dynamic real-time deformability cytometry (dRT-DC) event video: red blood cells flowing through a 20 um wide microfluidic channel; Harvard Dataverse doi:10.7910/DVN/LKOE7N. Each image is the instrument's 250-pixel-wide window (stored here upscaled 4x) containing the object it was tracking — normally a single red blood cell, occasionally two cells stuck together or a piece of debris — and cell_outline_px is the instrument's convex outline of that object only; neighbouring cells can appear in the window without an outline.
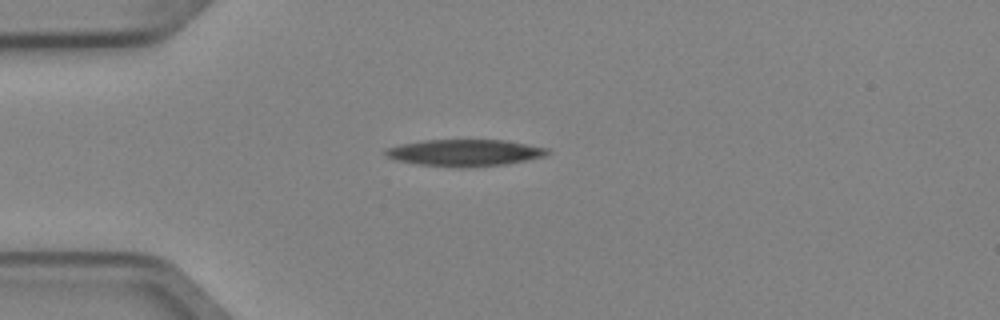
{"species": "Egyptian fruit bat (a non-hibernating species)", "species_latin": "Rousettus aegyptiacus", "temperature_condition": "cold", "stored_images_in_passage": 3, "camera_frame_rate_fps": 3000, "um_per_image_px": 0.085, "animal": {"sex": "female"}, "frame": {"image": 1, "passage_image": 2, "time_ms": 0.333, "image_size_px": [1000, 320], "cell_outline_px": [[552, 152], [544, 156], [504, 164], [468, 168], [460, 168], [420, 164], [396, 160], [384, 156], [384, 148], [400, 144], [424, 140], [504, 140], [548, 148]], "centroid_in_image_um": [39.46, 12.98], "position_along_channel_um": 45.5, "area_um2": 25.26}}